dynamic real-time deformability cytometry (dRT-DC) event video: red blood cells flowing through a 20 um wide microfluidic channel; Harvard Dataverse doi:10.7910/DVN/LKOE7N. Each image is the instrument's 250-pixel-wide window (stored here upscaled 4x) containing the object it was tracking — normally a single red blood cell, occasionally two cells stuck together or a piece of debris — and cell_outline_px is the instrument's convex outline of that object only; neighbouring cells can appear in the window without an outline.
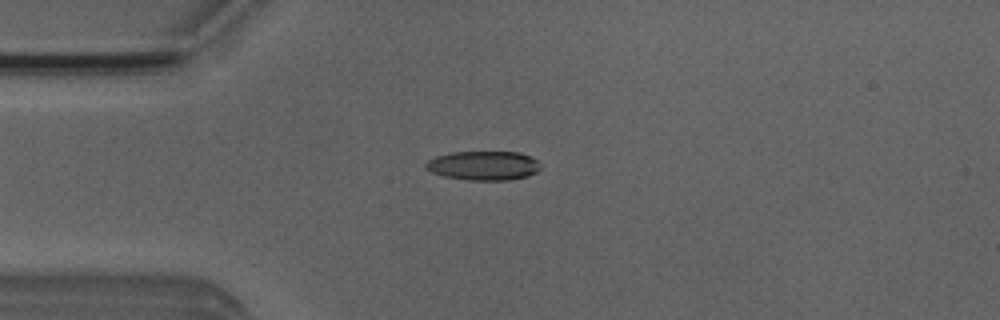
{"species": "Egyptian fruit bat (a non-hibernating species)", "species_latin": "Rousettus aegyptiacus", "temperature_condition": "room temperature", "stored_images_in_passage": 1, "camera_frame_rate_fps": 3000, "um_per_image_px": 0.085, "animal": {"sex": "male"}, "frame": {"image": 1, "passage_image": 1, "time_ms": 0.0, "image_size_px": [1000, 320], "cell_outline_px": [[540, 168], [536, 172], [528, 176], [508, 180], [468, 180], [444, 176], [432, 172], [424, 168], [424, 164], [428, 160], [436, 156], [452, 152], [520, 152], [532, 156], [540, 164]], "centroid_in_image_um": [41.1, 14.07], "position_along_channel_um": 43.9, "area_um2": 19.59}}